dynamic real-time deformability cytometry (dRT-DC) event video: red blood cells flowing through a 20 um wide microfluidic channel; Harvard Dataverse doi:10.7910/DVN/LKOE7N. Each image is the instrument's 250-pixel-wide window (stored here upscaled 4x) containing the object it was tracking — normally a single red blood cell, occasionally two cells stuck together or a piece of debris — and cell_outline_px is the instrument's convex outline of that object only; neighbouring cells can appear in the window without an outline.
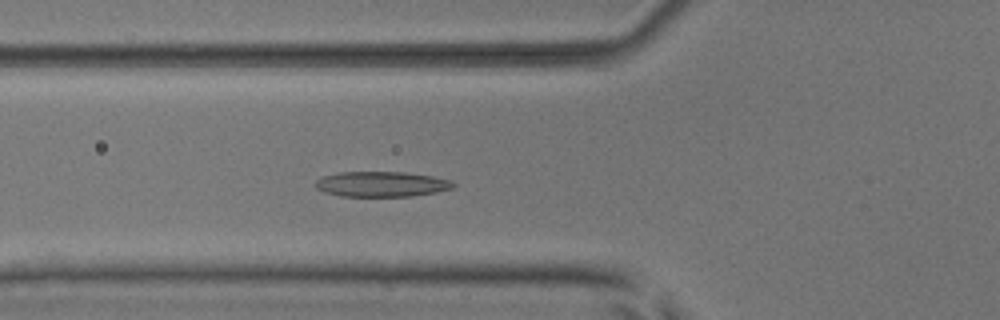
{"species": "common noctule bat (a hibernating species)", "species_latin": "Nyctalus noctula", "temperature_condition": "room temperature", "stored_images_in_passage": 26, "camera_frame_rate_fps": 3000, "um_per_image_px": 0.085, "animal": {"sex": "male", "body_mass_g": 17.9, "forearm_length_mm": 54.2}, "frame": {"image": 1, "passage_image": 19, "time_ms": 6.0, "image_size_px": [1000, 320], "cell_outline_px": [[456, 184], [452, 188], [436, 192], [412, 196], [340, 196], [324, 192], [316, 188], [312, 184], [316, 180], [324, 176], [340, 172], [404, 172], [432, 176], [448, 180]], "centroid_in_image_um": [32.38, 15.65], "position_along_channel_um": 93.4, "area_um2": 20.23}}
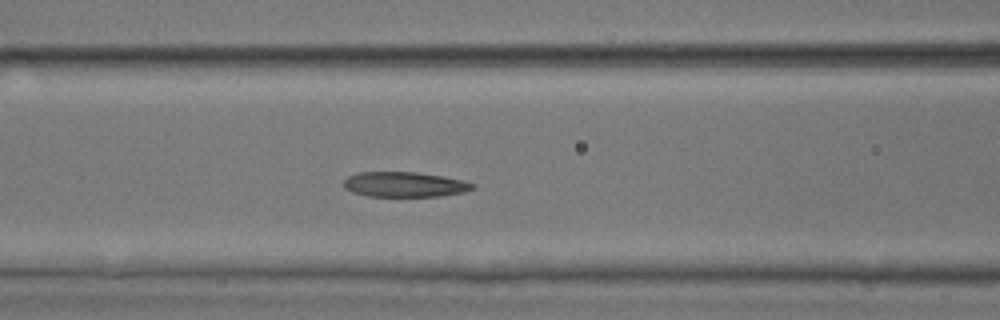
{"frame": {"image": 2, "passage_image": 22, "time_ms": 7.0, "image_size_px": [1000, 320], "cell_outline_px": [[476, 188], [464, 192], [440, 196], [368, 196], [352, 192], [344, 188], [344, 180], [348, 176], [360, 172], [416, 172], [464, 180], [476, 184]], "centroid_in_image_um": [34.41, 15.68], "position_along_channel_um": 132.2, "area_um2": 18.84}}
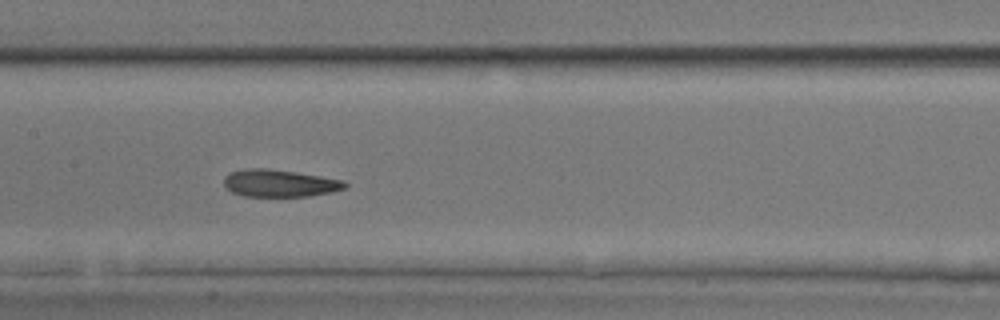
{"frame": {"image": 3, "passage_image": 26, "time_ms": 8.333, "image_size_px": [1000, 320], "cell_outline_px": [[348, 184], [344, 188], [332, 192], [308, 196], [244, 196], [232, 192], [224, 184], [224, 176], [232, 172], [244, 168], [268, 168], [320, 176], [344, 180]], "centroid_in_image_um": [23.76, 15.57], "position_along_channel_um": 183.6, "area_um2": 19.13}}